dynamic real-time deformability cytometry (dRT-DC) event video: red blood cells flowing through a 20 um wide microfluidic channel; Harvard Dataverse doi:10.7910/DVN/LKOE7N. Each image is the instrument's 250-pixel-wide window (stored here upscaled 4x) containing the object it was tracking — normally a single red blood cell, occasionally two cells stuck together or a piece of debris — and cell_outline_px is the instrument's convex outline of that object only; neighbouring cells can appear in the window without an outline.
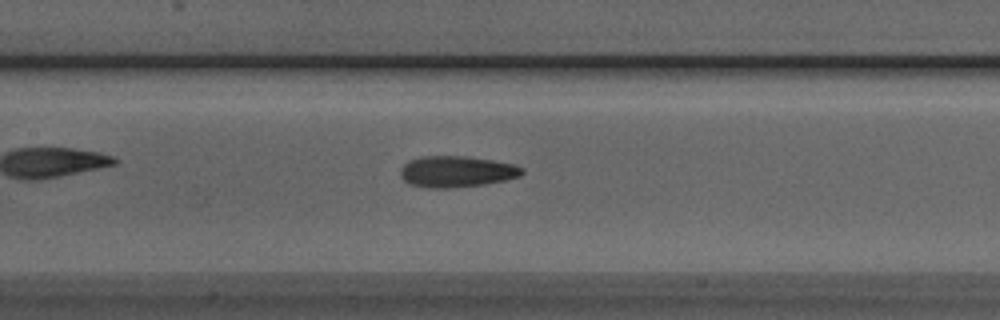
{"species": "Egyptian fruit bat (a non-hibernating species)", "species_latin": "Rousettus aegyptiacus", "temperature_condition": "room temperature", "stored_images_in_passage": 51, "segment_of_instrument_passage": [1, 2], "camera_frame_rate_fps": 3000, "um_per_image_px": 0.085, "animal": {"sex": "male"}, "frame": {"image": 1, "passage_image": 22, "time_ms": 7.0, "image_size_px": [1000, 320], "cell_outline_px": [[524, 172], [520, 176], [504, 180], [484, 184], [452, 188], [428, 188], [408, 184], [400, 176], [400, 168], [408, 160], [420, 156], [468, 156], [492, 160], [512, 164], [524, 168]], "centroid_in_image_um": [38.77, 14.58], "position_along_channel_um": 168.6, "area_um2": 22.31}}
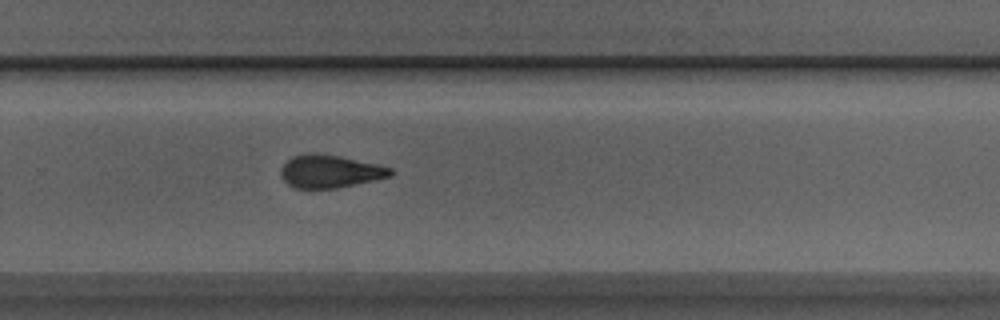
{"frame": {"image": 2, "passage_image": 32, "time_ms": 10.333, "image_size_px": [1000, 320], "cell_outline_px": [[392, 176], [376, 180], [336, 188], [296, 188], [288, 184], [280, 176], [280, 168], [292, 156], [304, 152], [340, 156], [376, 164], [392, 168]], "centroid_in_image_um": [28.02, 14.56], "position_along_channel_um": 301.8, "area_um2": 20.98}}
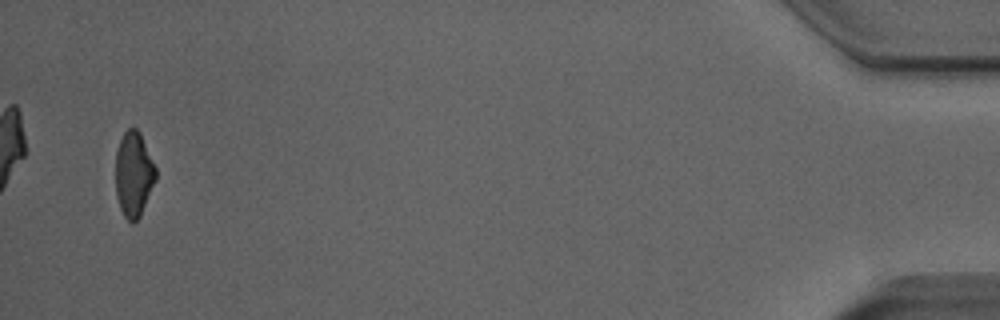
{"frame": {"image": 3, "passage_image": 48, "time_ms": 15.667, "image_size_px": [1000, 320], "cell_outline_px": [[156, 180], [140, 216], [132, 224], [124, 216], [120, 208], [116, 196], [116, 152], [120, 140], [124, 132], [128, 128], [136, 128], [140, 132], [156, 168]], "centroid_in_image_um": [11.36, 14.81], "position_along_channel_um": 423.8, "area_um2": 19.88}}